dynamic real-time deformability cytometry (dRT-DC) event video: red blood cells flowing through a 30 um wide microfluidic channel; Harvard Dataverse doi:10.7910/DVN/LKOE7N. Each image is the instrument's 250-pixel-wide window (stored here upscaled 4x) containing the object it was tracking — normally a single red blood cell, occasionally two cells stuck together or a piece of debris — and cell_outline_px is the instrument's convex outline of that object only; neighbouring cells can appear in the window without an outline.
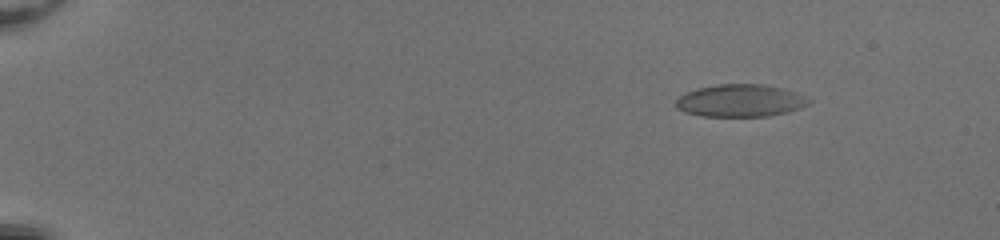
{"species": "common noctule bat (a hibernating species)", "species_latin": "Nyctalus noctula", "temperature_condition": "room temperature", "stored_images_in_passage": 54, "camera_frame_rate_fps": 3000, "um_per_image_px": 0.085, "animal": {"sex": "female", "body_mass_g": 20.0, "forearm_length_mm": 54.0}, "frame": {"image": 1, "passage_image": 8, "time_ms": 2.333, "image_size_px": [1000, 240], "cell_outline_px": [[812, 100], [808, 104], [800, 108], [788, 112], [768, 116], [700, 116], [684, 112], [676, 108], [676, 100], [680, 96], [696, 88], [716, 84], [760, 84], [780, 88], [796, 92]], "centroid_in_image_um": [62.91, 8.56], "position_along_channel_um": 22.1, "area_um2": 25.09}}
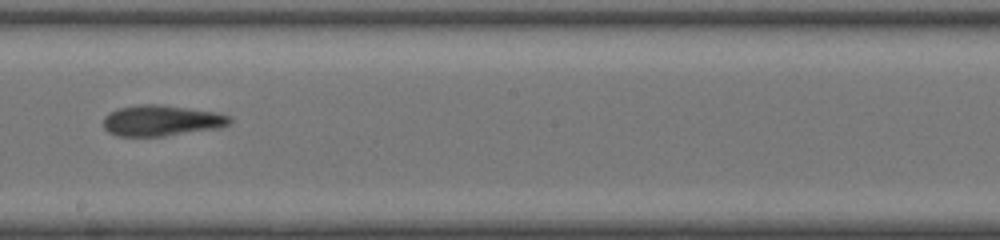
{"frame": {"image": 2, "passage_image": 34, "time_ms": 11.0, "image_size_px": [1000, 240], "cell_outline_px": [[232, 120], [228, 124], [220, 128], [164, 136], [116, 136], [108, 132], [104, 128], [104, 116], [108, 112], [116, 108], [136, 104], [160, 104], [220, 112], [232, 116]], "centroid_in_image_um": [13.73, 10.23], "position_along_channel_um": 234.5, "area_um2": 23.18}}
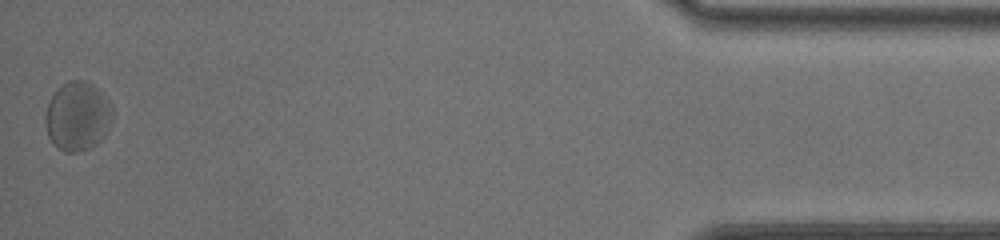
{"frame": {"image": 3, "passage_image": 54, "time_ms": 17.667, "image_size_px": [1000, 240], "cell_outline_px": [[112, 120], [104, 136], [96, 144], [80, 152], [64, 152], [56, 148], [52, 144], [48, 136], [44, 124], [44, 116], [48, 100], [56, 88], [68, 80], [88, 80], [112, 104]], "centroid_in_image_um": [6.55, 9.88], "position_along_channel_um": 428.7, "area_um2": 27.51}, "authors_computed_cell_mechanics": {"area_um2": 24.1026, "velocity_mm_per_s": 4.0294, "shape_relaxation_time_tau1_ms": null, "shape_relaxation_time_tau2_ms": 3.684, "deformation_change_tau1": null, "deformation_change_tau2": 0.1001}}